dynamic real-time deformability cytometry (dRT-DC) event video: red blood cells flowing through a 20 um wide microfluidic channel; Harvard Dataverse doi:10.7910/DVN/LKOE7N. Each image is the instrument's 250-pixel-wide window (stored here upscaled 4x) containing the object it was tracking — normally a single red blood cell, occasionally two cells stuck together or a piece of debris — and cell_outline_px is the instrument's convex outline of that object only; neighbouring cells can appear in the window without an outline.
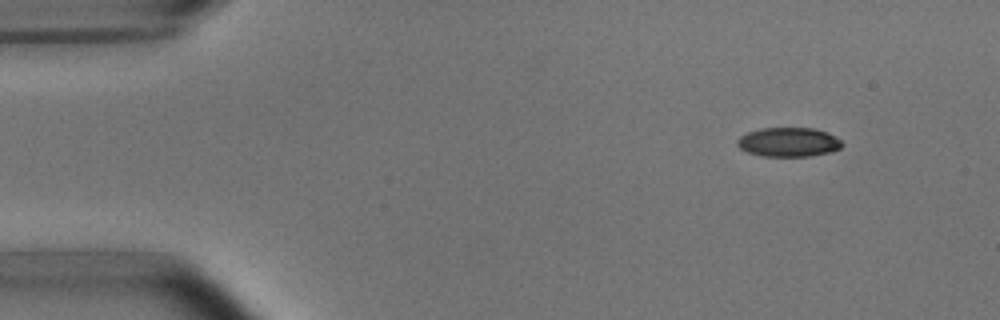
{"species": "common noctule bat (a hibernating species)", "species_latin": "Nyctalus noctula", "temperature_condition": "room temperature", "stored_images_in_passage": 3, "camera_frame_rate_fps": 3000, "um_per_image_px": 0.085, "animal": {"sex": "male", "body_mass_g": 15.6}, "frame": {"image": 1, "passage_image": 1, "time_ms": 0.0, "image_size_px": [1000, 320], "cell_outline_px": [[844, 144], [840, 148], [828, 152], [808, 156], [764, 156], [748, 152], [740, 148], [736, 144], [736, 140], [740, 136], [748, 132], [760, 128], [816, 128], [828, 132], [840, 140]], "centroid_in_image_um": [67.02, 12.07], "position_along_channel_um": 18.0, "area_um2": 17.8}}
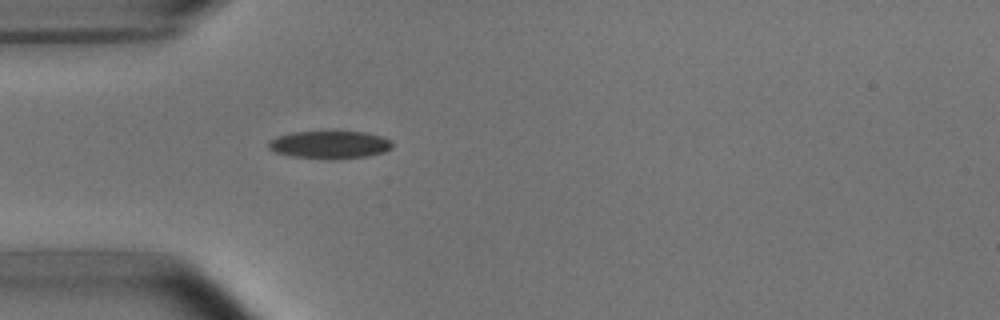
{"frame": {"image": 2, "passage_image": 3, "time_ms": 3.333, "image_size_px": [1000, 320], "cell_outline_px": [[392, 148], [384, 152], [368, 156], [336, 160], [324, 160], [292, 156], [276, 152], [268, 148], [268, 140], [276, 136], [292, 132], [364, 132], [380, 136], [392, 140]], "centroid_in_image_um": [28.02, 12.32], "position_along_channel_um": 57.0, "area_um2": 20.29}}